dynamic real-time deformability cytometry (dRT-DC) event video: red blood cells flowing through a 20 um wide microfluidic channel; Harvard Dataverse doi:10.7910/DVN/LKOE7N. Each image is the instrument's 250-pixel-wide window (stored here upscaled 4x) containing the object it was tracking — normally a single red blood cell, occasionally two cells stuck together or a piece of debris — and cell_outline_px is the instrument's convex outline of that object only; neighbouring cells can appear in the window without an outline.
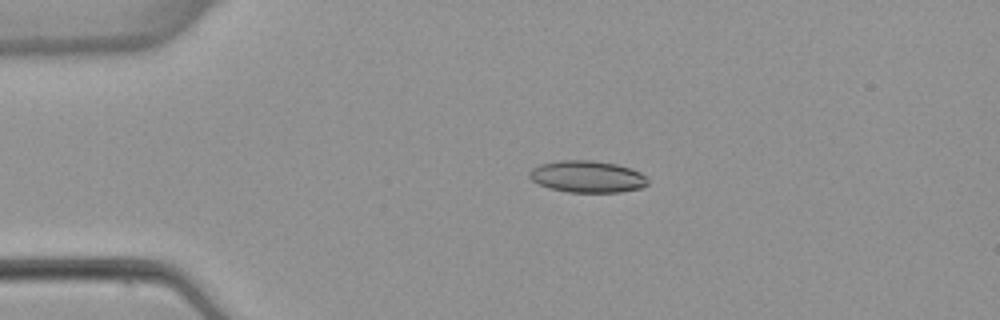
{"species": "common noctule bat (a hibernating species)", "species_latin": "Nyctalus noctula", "temperature_condition": "warm", "stored_images_in_passage": 5, "camera_frame_rate_fps": 3000, "um_per_image_px": 0.085, "animal": {"sex": "female", "body_mass_g": 22.7, "forearm_length_mm": 54.2}, "frame": {"image": 1, "passage_image": 4, "time_ms": 3.667, "image_size_px": [1000, 320], "cell_outline_px": [[648, 184], [640, 188], [620, 192], [568, 192], [548, 188], [532, 180], [528, 176], [528, 172], [532, 168], [540, 164], [556, 160], [592, 160], [616, 164], [632, 168], [640, 172], [648, 180]], "centroid_in_image_um": [49.9, 15.0], "position_along_channel_um": 35.1, "area_um2": 22.08}}